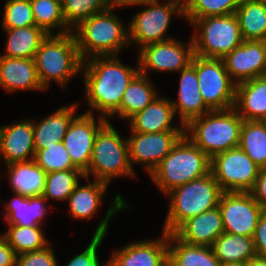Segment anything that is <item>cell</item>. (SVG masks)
I'll return each instance as SVG.
<instances>
[{
    "mask_svg": "<svg viewBox=\"0 0 266 266\" xmlns=\"http://www.w3.org/2000/svg\"><path fill=\"white\" fill-rule=\"evenodd\" d=\"M246 266H266V259L263 257L255 256L246 262Z\"/></svg>",
    "mask_w": 266,
    "mask_h": 266,
    "instance_id": "obj_47",
    "label": "cell"
},
{
    "mask_svg": "<svg viewBox=\"0 0 266 266\" xmlns=\"http://www.w3.org/2000/svg\"><path fill=\"white\" fill-rule=\"evenodd\" d=\"M159 3L160 1L155 0L148 2L143 10L134 14L127 25L129 45L136 43L140 49L148 44L174 38L166 35L171 18L175 13L180 17H185L184 10L173 3Z\"/></svg>",
    "mask_w": 266,
    "mask_h": 266,
    "instance_id": "obj_10",
    "label": "cell"
},
{
    "mask_svg": "<svg viewBox=\"0 0 266 266\" xmlns=\"http://www.w3.org/2000/svg\"><path fill=\"white\" fill-rule=\"evenodd\" d=\"M16 256L12 247L0 234V266H15Z\"/></svg>",
    "mask_w": 266,
    "mask_h": 266,
    "instance_id": "obj_45",
    "label": "cell"
},
{
    "mask_svg": "<svg viewBox=\"0 0 266 266\" xmlns=\"http://www.w3.org/2000/svg\"><path fill=\"white\" fill-rule=\"evenodd\" d=\"M84 179L88 183L82 186L79 183L67 200L69 213L75 220H90L94 217L93 215L102 205V199L109 185L95 179L90 181V177H85Z\"/></svg>",
    "mask_w": 266,
    "mask_h": 266,
    "instance_id": "obj_26",
    "label": "cell"
},
{
    "mask_svg": "<svg viewBox=\"0 0 266 266\" xmlns=\"http://www.w3.org/2000/svg\"><path fill=\"white\" fill-rule=\"evenodd\" d=\"M253 241L256 256L266 259V211L259 217Z\"/></svg>",
    "mask_w": 266,
    "mask_h": 266,
    "instance_id": "obj_43",
    "label": "cell"
},
{
    "mask_svg": "<svg viewBox=\"0 0 266 266\" xmlns=\"http://www.w3.org/2000/svg\"><path fill=\"white\" fill-rule=\"evenodd\" d=\"M239 148L261 169L266 168V124L264 121L243 120Z\"/></svg>",
    "mask_w": 266,
    "mask_h": 266,
    "instance_id": "obj_34",
    "label": "cell"
},
{
    "mask_svg": "<svg viewBox=\"0 0 266 266\" xmlns=\"http://www.w3.org/2000/svg\"><path fill=\"white\" fill-rule=\"evenodd\" d=\"M239 2L240 0H191L184 16L192 24L196 19L234 14Z\"/></svg>",
    "mask_w": 266,
    "mask_h": 266,
    "instance_id": "obj_39",
    "label": "cell"
},
{
    "mask_svg": "<svg viewBox=\"0 0 266 266\" xmlns=\"http://www.w3.org/2000/svg\"><path fill=\"white\" fill-rule=\"evenodd\" d=\"M0 87L8 92L45 90L33 59L0 56Z\"/></svg>",
    "mask_w": 266,
    "mask_h": 266,
    "instance_id": "obj_22",
    "label": "cell"
},
{
    "mask_svg": "<svg viewBox=\"0 0 266 266\" xmlns=\"http://www.w3.org/2000/svg\"><path fill=\"white\" fill-rule=\"evenodd\" d=\"M189 44L178 39L145 45L138 50L137 63L140 73L148 76L149 71L176 72L187 68L194 57L192 37Z\"/></svg>",
    "mask_w": 266,
    "mask_h": 266,
    "instance_id": "obj_12",
    "label": "cell"
},
{
    "mask_svg": "<svg viewBox=\"0 0 266 266\" xmlns=\"http://www.w3.org/2000/svg\"><path fill=\"white\" fill-rule=\"evenodd\" d=\"M192 25L194 54L199 57L222 59L244 41L235 14L196 19Z\"/></svg>",
    "mask_w": 266,
    "mask_h": 266,
    "instance_id": "obj_8",
    "label": "cell"
},
{
    "mask_svg": "<svg viewBox=\"0 0 266 266\" xmlns=\"http://www.w3.org/2000/svg\"><path fill=\"white\" fill-rule=\"evenodd\" d=\"M212 249L220 264L247 262L256 256L253 237L239 234L223 233L212 245Z\"/></svg>",
    "mask_w": 266,
    "mask_h": 266,
    "instance_id": "obj_33",
    "label": "cell"
},
{
    "mask_svg": "<svg viewBox=\"0 0 266 266\" xmlns=\"http://www.w3.org/2000/svg\"><path fill=\"white\" fill-rule=\"evenodd\" d=\"M13 193L26 197L43 195L46 172L34 160L6 165Z\"/></svg>",
    "mask_w": 266,
    "mask_h": 266,
    "instance_id": "obj_27",
    "label": "cell"
},
{
    "mask_svg": "<svg viewBox=\"0 0 266 266\" xmlns=\"http://www.w3.org/2000/svg\"><path fill=\"white\" fill-rule=\"evenodd\" d=\"M218 207L224 232L253 237L263 209L250 192H223Z\"/></svg>",
    "mask_w": 266,
    "mask_h": 266,
    "instance_id": "obj_13",
    "label": "cell"
},
{
    "mask_svg": "<svg viewBox=\"0 0 266 266\" xmlns=\"http://www.w3.org/2000/svg\"><path fill=\"white\" fill-rule=\"evenodd\" d=\"M222 193L211 172L174 188L166 194L169 208L163 232L173 233L187 219L217 207Z\"/></svg>",
    "mask_w": 266,
    "mask_h": 266,
    "instance_id": "obj_5",
    "label": "cell"
},
{
    "mask_svg": "<svg viewBox=\"0 0 266 266\" xmlns=\"http://www.w3.org/2000/svg\"><path fill=\"white\" fill-rule=\"evenodd\" d=\"M154 0H111V5L113 7H121V6H141L146 5L148 2H152Z\"/></svg>",
    "mask_w": 266,
    "mask_h": 266,
    "instance_id": "obj_46",
    "label": "cell"
},
{
    "mask_svg": "<svg viewBox=\"0 0 266 266\" xmlns=\"http://www.w3.org/2000/svg\"><path fill=\"white\" fill-rule=\"evenodd\" d=\"M129 207L127 202L123 199V197L118 193L114 197L113 202L108 208L106 215L102 219V222L97 226L94 232V236L91 239L90 244L83 250L82 253L78 255H74L72 259L69 260L66 266H109V261H107L104 265H100L99 256L97 255L98 248L103 243L104 237L107 235L106 233L109 226V221L112 219L113 215L119 211H123V209H127Z\"/></svg>",
    "mask_w": 266,
    "mask_h": 266,
    "instance_id": "obj_32",
    "label": "cell"
},
{
    "mask_svg": "<svg viewBox=\"0 0 266 266\" xmlns=\"http://www.w3.org/2000/svg\"><path fill=\"white\" fill-rule=\"evenodd\" d=\"M34 161L46 173L77 169L62 142L35 151Z\"/></svg>",
    "mask_w": 266,
    "mask_h": 266,
    "instance_id": "obj_40",
    "label": "cell"
},
{
    "mask_svg": "<svg viewBox=\"0 0 266 266\" xmlns=\"http://www.w3.org/2000/svg\"><path fill=\"white\" fill-rule=\"evenodd\" d=\"M30 3L36 26L42 28L48 35L53 34L57 28L60 31L56 34L72 32L65 22L60 0H30Z\"/></svg>",
    "mask_w": 266,
    "mask_h": 266,
    "instance_id": "obj_35",
    "label": "cell"
},
{
    "mask_svg": "<svg viewBox=\"0 0 266 266\" xmlns=\"http://www.w3.org/2000/svg\"><path fill=\"white\" fill-rule=\"evenodd\" d=\"M211 159L185 135L150 174L163 194L210 173Z\"/></svg>",
    "mask_w": 266,
    "mask_h": 266,
    "instance_id": "obj_6",
    "label": "cell"
},
{
    "mask_svg": "<svg viewBox=\"0 0 266 266\" xmlns=\"http://www.w3.org/2000/svg\"><path fill=\"white\" fill-rule=\"evenodd\" d=\"M9 229L1 235L12 247L16 255L40 250L49 245L42 226L23 227L8 225Z\"/></svg>",
    "mask_w": 266,
    "mask_h": 266,
    "instance_id": "obj_36",
    "label": "cell"
},
{
    "mask_svg": "<svg viewBox=\"0 0 266 266\" xmlns=\"http://www.w3.org/2000/svg\"><path fill=\"white\" fill-rule=\"evenodd\" d=\"M174 107L166 97L158 96L151 104L137 112L128 121L130 130L138 133L184 131L182 124L173 125Z\"/></svg>",
    "mask_w": 266,
    "mask_h": 266,
    "instance_id": "obj_21",
    "label": "cell"
},
{
    "mask_svg": "<svg viewBox=\"0 0 266 266\" xmlns=\"http://www.w3.org/2000/svg\"><path fill=\"white\" fill-rule=\"evenodd\" d=\"M33 60L45 90L52 80L62 89L66 88L72 77L81 73L83 64L73 32L49 34L41 42Z\"/></svg>",
    "mask_w": 266,
    "mask_h": 266,
    "instance_id": "obj_4",
    "label": "cell"
},
{
    "mask_svg": "<svg viewBox=\"0 0 266 266\" xmlns=\"http://www.w3.org/2000/svg\"><path fill=\"white\" fill-rule=\"evenodd\" d=\"M168 260V233L152 240L129 243L113 252L109 266H163Z\"/></svg>",
    "mask_w": 266,
    "mask_h": 266,
    "instance_id": "obj_17",
    "label": "cell"
},
{
    "mask_svg": "<svg viewBox=\"0 0 266 266\" xmlns=\"http://www.w3.org/2000/svg\"><path fill=\"white\" fill-rule=\"evenodd\" d=\"M158 96L159 94L149 77L139 73L126 88L120 107L108 120L114 116L128 120L151 104Z\"/></svg>",
    "mask_w": 266,
    "mask_h": 266,
    "instance_id": "obj_28",
    "label": "cell"
},
{
    "mask_svg": "<svg viewBox=\"0 0 266 266\" xmlns=\"http://www.w3.org/2000/svg\"><path fill=\"white\" fill-rule=\"evenodd\" d=\"M79 177L85 178V174L79 169L46 173L43 196L48 201L52 198L57 201H67L79 184Z\"/></svg>",
    "mask_w": 266,
    "mask_h": 266,
    "instance_id": "obj_37",
    "label": "cell"
},
{
    "mask_svg": "<svg viewBox=\"0 0 266 266\" xmlns=\"http://www.w3.org/2000/svg\"><path fill=\"white\" fill-rule=\"evenodd\" d=\"M191 65L196 69L202 98L211 110L234 107L236 84L231 80L223 59L194 55Z\"/></svg>",
    "mask_w": 266,
    "mask_h": 266,
    "instance_id": "obj_9",
    "label": "cell"
},
{
    "mask_svg": "<svg viewBox=\"0 0 266 266\" xmlns=\"http://www.w3.org/2000/svg\"><path fill=\"white\" fill-rule=\"evenodd\" d=\"M115 7L81 21L72 32L82 61L96 56H118L129 47L128 27L114 13Z\"/></svg>",
    "mask_w": 266,
    "mask_h": 266,
    "instance_id": "obj_2",
    "label": "cell"
},
{
    "mask_svg": "<svg viewBox=\"0 0 266 266\" xmlns=\"http://www.w3.org/2000/svg\"><path fill=\"white\" fill-rule=\"evenodd\" d=\"M168 3H173L175 5H178L181 9L185 11L188 5L191 3V0H168Z\"/></svg>",
    "mask_w": 266,
    "mask_h": 266,
    "instance_id": "obj_48",
    "label": "cell"
},
{
    "mask_svg": "<svg viewBox=\"0 0 266 266\" xmlns=\"http://www.w3.org/2000/svg\"><path fill=\"white\" fill-rule=\"evenodd\" d=\"M266 57V41L244 40L223 59L231 80L241 82L263 76Z\"/></svg>",
    "mask_w": 266,
    "mask_h": 266,
    "instance_id": "obj_16",
    "label": "cell"
},
{
    "mask_svg": "<svg viewBox=\"0 0 266 266\" xmlns=\"http://www.w3.org/2000/svg\"><path fill=\"white\" fill-rule=\"evenodd\" d=\"M97 119L86 112L75 116L62 141L73 165L83 173L88 170L98 132L109 122L101 115Z\"/></svg>",
    "mask_w": 266,
    "mask_h": 266,
    "instance_id": "obj_14",
    "label": "cell"
},
{
    "mask_svg": "<svg viewBox=\"0 0 266 266\" xmlns=\"http://www.w3.org/2000/svg\"><path fill=\"white\" fill-rule=\"evenodd\" d=\"M117 56H96L83 61L87 100L93 114L94 109L102 117L109 118L121 104L123 94L130 82L140 73L139 65L125 66Z\"/></svg>",
    "mask_w": 266,
    "mask_h": 266,
    "instance_id": "obj_1",
    "label": "cell"
},
{
    "mask_svg": "<svg viewBox=\"0 0 266 266\" xmlns=\"http://www.w3.org/2000/svg\"><path fill=\"white\" fill-rule=\"evenodd\" d=\"M179 73L178 99L170 101L175 115H180V124L185 126L190 120L206 114L211 109L205 104L200 93L196 69L190 64Z\"/></svg>",
    "mask_w": 266,
    "mask_h": 266,
    "instance_id": "obj_20",
    "label": "cell"
},
{
    "mask_svg": "<svg viewBox=\"0 0 266 266\" xmlns=\"http://www.w3.org/2000/svg\"><path fill=\"white\" fill-rule=\"evenodd\" d=\"M234 14L243 40L266 41L265 0H240Z\"/></svg>",
    "mask_w": 266,
    "mask_h": 266,
    "instance_id": "obj_30",
    "label": "cell"
},
{
    "mask_svg": "<svg viewBox=\"0 0 266 266\" xmlns=\"http://www.w3.org/2000/svg\"><path fill=\"white\" fill-rule=\"evenodd\" d=\"M7 1H24V0H7Z\"/></svg>",
    "mask_w": 266,
    "mask_h": 266,
    "instance_id": "obj_52",
    "label": "cell"
},
{
    "mask_svg": "<svg viewBox=\"0 0 266 266\" xmlns=\"http://www.w3.org/2000/svg\"><path fill=\"white\" fill-rule=\"evenodd\" d=\"M163 266H174L168 259Z\"/></svg>",
    "mask_w": 266,
    "mask_h": 266,
    "instance_id": "obj_50",
    "label": "cell"
},
{
    "mask_svg": "<svg viewBox=\"0 0 266 266\" xmlns=\"http://www.w3.org/2000/svg\"><path fill=\"white\" fill-rule=\"evenodd\" d=\"M130 132L127 137L130 165L133 171L135 163L144 165L149 176L184 135V131Z\"/></svg>",
    "mask_w": 266,
    "mask_h": 266,
    "instance_id": "obj_15",
    "label": "cell"
},
{
    "mask_svg": "<svg viewBox=\"0 0 266 266\" xmlns=\"http://www.w3.org/2000/svg\"><path fill=\"white\" fill-rule=\"evenodd\" d=\"M168 259L174 266H221L212 247L187 244L168 234Z\"/></svg>",
    "mask_w": 266,
    "mask_h": 266,
    "instance_id": "obj_29",
    "label": "cell"
},
{
    "mask_svg": "<svg viewBox=\"0 0 266 266\" xmlns=\"http://www.w3.org/2000/svg\"><path fill=\"white\" fill-rule=\"evenodd\" d=\"M5 166L34 160L35 143L32 120L0 126V158Z\"/></svg>",
    "mask_w": 266,
    "mask_h": 266,
    "instance_id": "obj_18",
    "label": "cell"
},
{
    "mask_svg": "<svg viewBox=\"0 0 266 266\" xmlns=\"http://www.w3.org/2000/svg\"><path fill=\"white\" fill-rule=\"evenodd\" d=\"M223 233L222 215L218 206L187 219L173 232L179 240L187 244L208 247H212Z\"/></svg>",
    "mask_w": 266,
    "mask_h": 266,
    "instance_id": "obj_19",
    "label": "cell"
},
{
    "mask_svg": "<svg viewBox=\"0 0 266 266\" xmlns=\"http://www.w3.org/2000/svg\"><path fill=\"white\" fill-rule=\"evenodd\" d=\"M242 117L234 107L211 110L190 120L184 135L210 159L221 152L238 147Z\"/></svg>",
    "mask_w": 266,
    "mask_h": 266,
    "instance_id": "obj_3",
    "label": "cell"
},
{
    "mask_svg": "<svg viewBox=\"0 0 266 266\" xmlns=\"http://www.w3.org/2000/svg\"><path fill=\"white\" fill-rule=\"evenodd\" d=\"M14 196L4 204L3 214L7 225L42 226L48 208L45 203L48 200L43 195L26 197L14 193Z\"/></svg>",
    "mask_w": 266,
    "mask_h": 266,
    "instance_id": "obj_25",
    "label": "cell"
},
{
    "mask_svg": "<svg viewBox=\"0 0 266 266\" xmlns=\"http://www.w3.org/2000/svg\"><path fill=\"white\" fill-rule=\"evenodd\" d=\"M254 200L266 211V168H261L253 188L249 191Z\"/></svg>",
    "mask_w": 266,
    "mask_h": 266,
    "instance_id": "obj_44",
    "label": "cell"
},
{
    "mask_svg": "<svg viewBox=\"0 0 266 266\" xmlns=\"http://www.w3.org/2000/svg\"><path fill=\"white\" fill-rule=\"evenodd\" d=\"M260 168L239 147L211 158L210 172L223 192H249Z\"/></svg>",
    "mask_w": 266,
    "mask_h": 266,
    "instance_id": "obj_11",
    "label": "cell"
},
{
    "mask_svg": "<svg viewBox=\"0 0 266 266\" xmlns=\"http://www.w3.org/2000/svg\"><path fill=\"white\" fill-rule=\"evenodd\" d=\"M51 244L45 248L16 256L15 266H58Z\"/></svg>",
    "mask_w": 266,
    "mask_h": 266,
    "instance_id": "obj_42",
    "label": "cell"
},
{
    "mask_svg": "<svg viewBox=\"0 0 266 266\" xmlns=\"http://www.w3.org/2000/svg\"><path fill=\"white\" fill-rule=\"evenodd\" d=\"M62 10L66 24L75 28L81 21L111 7V0H63Z\"/></svg>",
    "mask_w": 266,
    "mask_h": 266,
    "instance_id": "obj_38",
    "label": "cell"
},
{
    "mask_svg": "<svg viewBox=\"0 0 266 266\" xmlns=\"http://www.w3.org/2000/svg\"><path fill=\"white\" fill-rule=\"evenodd\" d=\"M78 106L77 103H72L70 106L65 105L38 123L36 120H32L35 151L63 141L70 122L76 116L75 111H77Z\"/></svg>",
    "mask_w": 266,
    "mask_h": 266,
    "instance_id": "obj_24",
    "label": "cell"
},
{
    "mask_svg": "<svg viewBox=\"0 0 266 266\" xmlns=\"http://www.w3.org/2000/svg\"><path fill=\"white\" fill-rule=\"evenodd\" d=\"M7 34L6 51L1 56L33 59L48 34L38 26L3 29Z\"/></svg>",
    "mask_w": 266,
    "mask_h": 266,
    "instance_id": "obj_31",
    "label": "cell"
},
{
    "mask_svg": "<svg viewBox=\"0 0 266 266\" xmlns=\"http://www.w3.org/2000/svg\"><path fill=\"white\" fill-rule=\"evenodd\" d=\"M3 29L36 26L30 0L7 1L2 13Z\"/></svg>",
    "mask_w": 266,
    "mask_h": 266,
    "instance_id": "obj_41",
    "label": "cell"
},
{
    "mask_svg": "<svg viewBox=\"0 0 266 266\" xmlns=\"http://www.w3.org/2000/svg\"><path fill=\"white\" fill-rule=\"evenodd\" d=\"M263 76H265V77H266V57H265V67H264Z\"/></svg>",
    "mask_w": 266,
    "mask_h": 266,
    "instance_id": "obj_51",
    "label": "cell"
},
{
    "mask_svg": "<svg viewBox=\"0 0 266 266\" xmlns=\"http://www.w3.org/2000/svg\"><path fill=\"white\" fill-rule=\"evenodd\" d=\"M234 108L243 120L266 119V77L241 82L236 85Z\"/></svg>",
    "mask_w": 266,
    "mask_h": 266,
    "instance_id": "obj_23",
    "label": "cell"
},
{
    "mask_svg": "<svg viewBox=\"0 0 266 266\" xmlns=\"http://www.w3.org/2000/svg\"><path fill=\"white\" fill-rule=\"evenodd\" d=\"M109 121L97 134L85 177L110 183L116 177H135L130 165L127 138Z\"/></svg>",
    "mask_w": 266,
    "mask_h": 266,
    "instance_id": "obj_7",
    "label": "cell"
},
{
    "mask_svg": "<svg viewBox=\"0 0 266 266\" xmlns=\"http://www.w3.org/2000/svg\"><path fill=\"white\" fill-rule=\"evenodd\" d=\"M221 266H246V262L224 263Z\"/></svg>",
    "mask_w": 266,
    "mask_h": 266,
    "instance_id": "obj_49",
    "label": "cell"
}]
</instances>
